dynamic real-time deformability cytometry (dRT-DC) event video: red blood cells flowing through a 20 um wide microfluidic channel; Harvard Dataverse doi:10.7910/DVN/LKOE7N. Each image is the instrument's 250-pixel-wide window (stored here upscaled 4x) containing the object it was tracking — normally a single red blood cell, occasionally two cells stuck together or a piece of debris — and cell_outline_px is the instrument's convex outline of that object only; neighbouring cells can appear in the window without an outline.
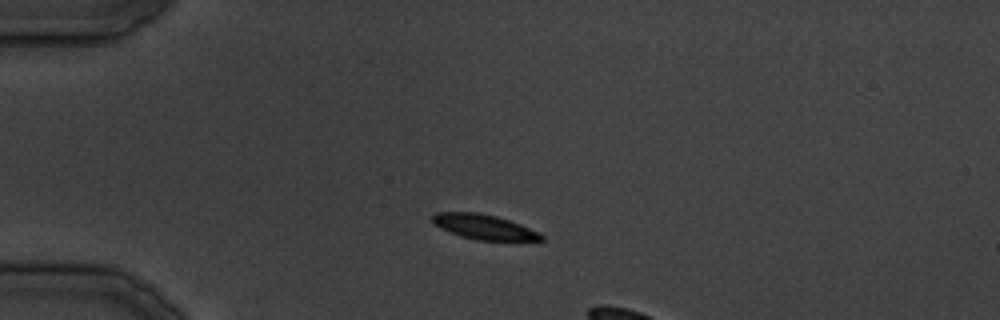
{"species": "common noctule bat (a hibernating species)", "species_latin": "Nyctalus noctula", "temperature_condition": "cold", "stored_images_in_passage": 9, "segment_of_instrument_passage": [1, 2], "camera_frame_rate_fps": 3000, "um_per_image_px": 0.085, "animal": {"sex": "male", "body_mass_g": 19.5, "forearm_length_mm": 54.6}, "frame": {"image": 1, "passage_image": 1, "time_ms": 0.0, "image_size_px": [1000, 320], "cell_outline_px": [[544, 240], [476, 240], [460, 236], [440, 228], [432, 224], [432, 216], [436, 212], [480, 212], [496, 216], [520, 224], [540, 232], [544, 236]], "centroid_in_image_um": [41.11, 19.28], "position_along_channel_um": 43.9, "area_um2": 15.84}}
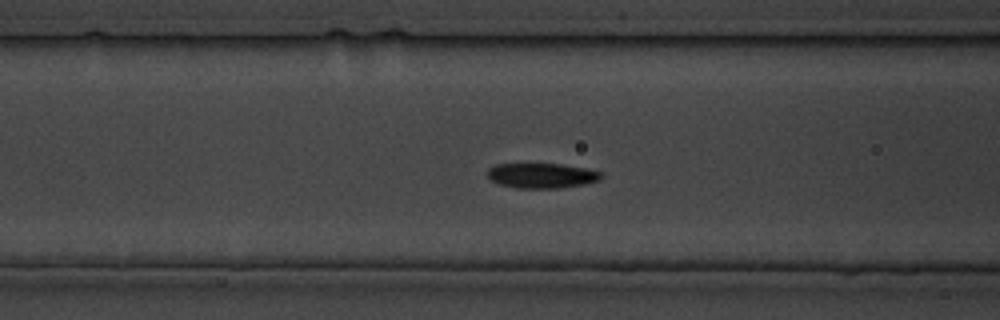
{"frame": {"image": 2, "passage_image": 7, "time_ms": 7.0, "image_size_px": [1000, 320], "cell_outline_px": [[604, 176], [600, 180], [584, 184], [560, 188], [516, 188], [500, 184], [492, 180], [488, 176], [488, 168], [496, 164], [560, 164], [584, 168], [600, 172]], "centroid_in_image_um": [46.06, 14.93], "position_along_channel_um": 120.5, "area_um2": 16.47}}